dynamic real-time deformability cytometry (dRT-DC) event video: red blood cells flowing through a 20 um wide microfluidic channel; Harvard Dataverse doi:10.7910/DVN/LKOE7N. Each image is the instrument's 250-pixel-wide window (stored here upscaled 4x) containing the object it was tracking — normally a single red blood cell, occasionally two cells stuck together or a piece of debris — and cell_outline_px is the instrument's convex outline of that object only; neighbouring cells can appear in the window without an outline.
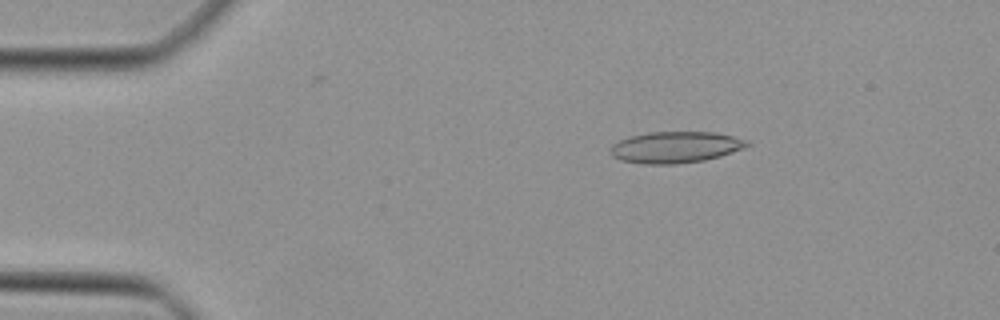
{"species": "Egyptian fruit bat (a non-hibernating species)", "species_latin": "Rousettus aegyptiacus", "temperature_condition": "cold", "stored_images_in_passage": 47, "camera_frame_rate_fps": 3000, "um_per_image_px": 0.085, "animal": {"sex": "female"}, "frame": {"image": 1, "passage_image": 8, "time_ms": 2.333, "image_size_px": [1000, 320], "cell_outline_px": [[752, 144], [744, 148], [720, 156], [704, 160], [676, 164], [644, 164], [620, 160], [612, 156], [612, 144], [620, 140], [632, 136], [648, 132], [716, 132], [748, 140]], "centroid_in_image_um": [57.45, 12.51], "position_along_channel_um": 27.6, "area_um2": 24.91}}
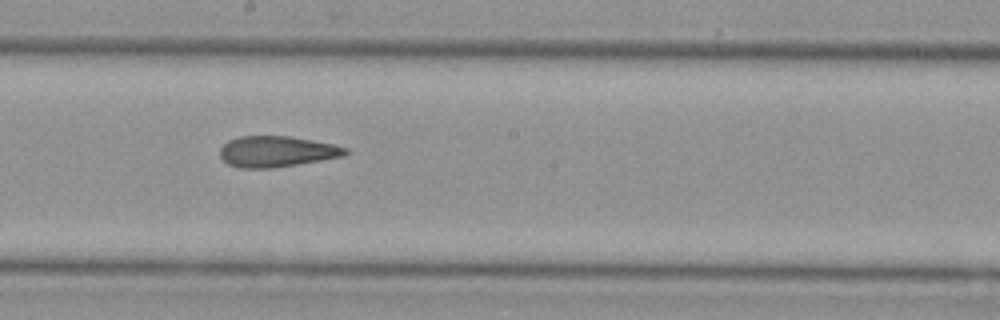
{"frame": {"image": 2, "passage_image": 26, "time_ms": 8.333, "image_size_px": [1000, 320], "cell_outline_px": [[348, 152], [344, 156], [272, 168], [240, 168], [228, 164], [220, 156], [220, 148], [228, 140], [240, 136], [288, 136], [312, 140], [332, 144], [348, 148]], "centroid_in_image_um": [23.5, 12.87], "position_along_channel_um": 224.7, "area_um2": 22.43}}
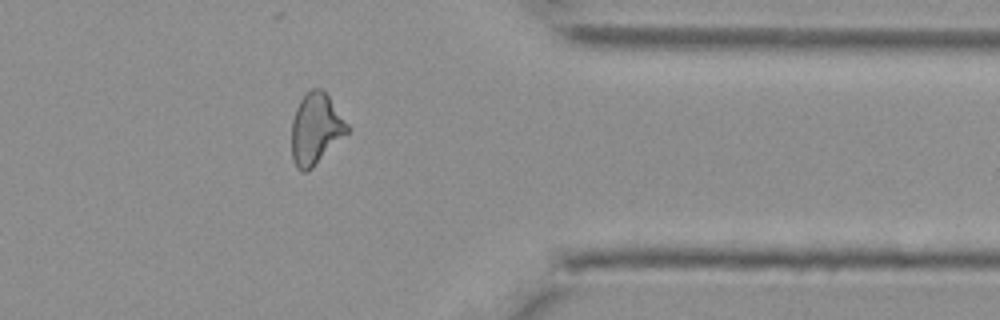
{"frame": {"image": 3, "passage_image": 38, "time_ms": 12.333, "image_size_px": [1000, 320], "cell_outline_px": [[348, 132], [312, 168], [304, 172], [296, 168], [292, 160], [292, 120], [296, 108], [300, 100], [308, 88], [324, 88], [348, 124]], "centroid_in_image_um": [26.82, 10.91], "position_along_channel_um": 384.6, "area_um2": 23.12}}